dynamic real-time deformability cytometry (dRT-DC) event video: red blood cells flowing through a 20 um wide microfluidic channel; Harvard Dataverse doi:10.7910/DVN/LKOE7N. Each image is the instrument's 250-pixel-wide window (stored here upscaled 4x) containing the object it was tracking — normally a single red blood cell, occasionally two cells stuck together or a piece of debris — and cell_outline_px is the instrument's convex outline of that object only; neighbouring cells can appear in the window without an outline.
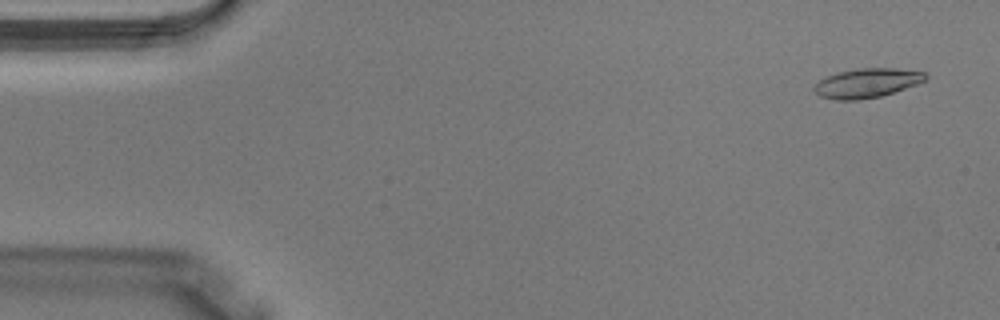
{"species": "Egyptian fruit bat (a non-hibernating species)", "species_latin": "Rousettus aegyptiacus", "temperature_condition": "warm", "stored_images_in_passage": 3, "camera_frame_rate_fps": 3000, "um_per_image_px": 0.085, "animal": {"sex": "male"}, "frame": {"image": 1, "passage_image": 1, "time_ms": 0.0, "image_size_px": [1000, 320], "cell_outline_px": [[928, 76], [924, 80], [916, 84], [880, 96], [860, 100], [836, 100], [820, 96], [812, 88], [820, 80], [828, 76], [840, 72], [856, 68], [896, 68], [924, 72]], "centroid_in_image_um": [73.67, 7.06], "position_along_channel_um": 11.3, "area_um2": 18.73}}
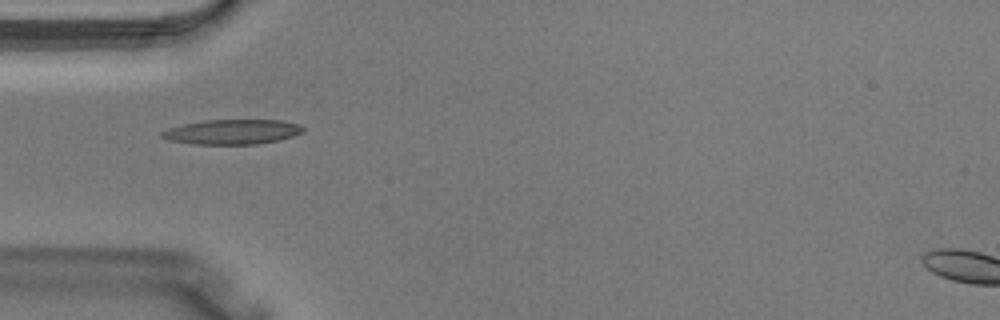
{"frame": {"image": 2, "passage_image": 3, "time_ms": 0.667, "image_size_px": [1000, 320], "cell_outline_px": [[304, 132], [292, 136], [276, 140], [256, 144], [196, 144], [168, 140], [160, 136], [160, 132], [168, 128], [184, 124], [204, 120], [280, 120], [300, 124], [304, 128]], "centroid_in_image_um": [19.73, 11.2], "position_along_channel_um": 65.3, "area_um2": 20.35}}